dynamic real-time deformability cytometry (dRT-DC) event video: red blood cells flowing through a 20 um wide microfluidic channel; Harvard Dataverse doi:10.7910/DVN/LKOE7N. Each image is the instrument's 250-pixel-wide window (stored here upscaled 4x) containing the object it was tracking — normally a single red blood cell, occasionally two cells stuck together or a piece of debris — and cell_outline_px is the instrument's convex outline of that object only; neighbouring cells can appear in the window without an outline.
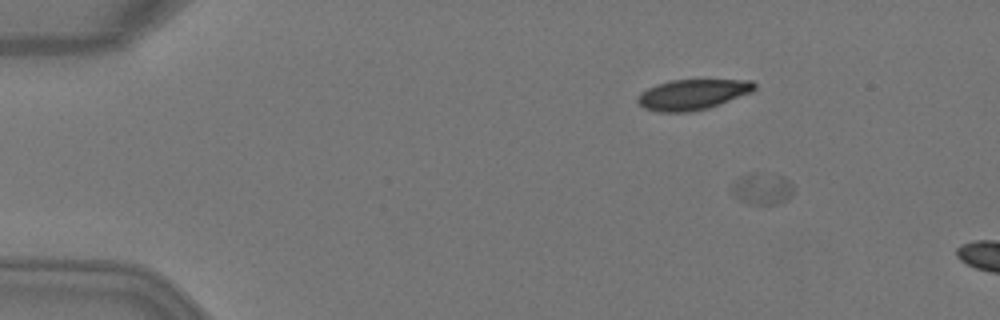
{"species": "Egyptian fruit bat (a non-hibernating species)", "species_latin": "Rousettus aegyptiacus", "temperature_condition": "warm", "stored_images_in_passage": 3, "camera_frame_rate_fps": 3000, "um_per_image_px": 0.085, "animal": {"sex": "female"}, "frame": {"image": 1, "passage_image": 1, "time_ms": 0.0, "image_size_px": [1000, 320], "cell_outline_px": [[792, 196], [780, 204], [748, 204], [740, 200], [732, 192], [732, 180], [740, 176], [752, 172], [756, 172], [784, 176], [792, 184]], "centroid_in_image_um": [64.77, 16.03], "position_along_channel_um": 20.2, "area_um2": 11.56}}